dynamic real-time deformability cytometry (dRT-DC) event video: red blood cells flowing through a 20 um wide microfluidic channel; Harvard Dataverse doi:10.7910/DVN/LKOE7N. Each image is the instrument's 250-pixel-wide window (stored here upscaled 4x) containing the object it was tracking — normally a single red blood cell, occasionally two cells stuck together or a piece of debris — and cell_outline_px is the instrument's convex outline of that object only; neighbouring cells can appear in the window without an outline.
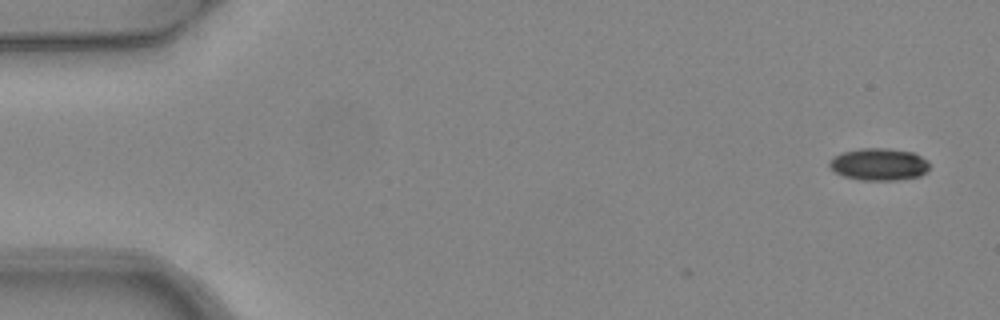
{"species": "common noctule bat (a hibernating species)", "species_latin": "Nyctalus noctula", "temperature_condition": "warm", "stored_images_in_passage": 5, "camera_frame_rate_fps": 3000, "um_per_image_px": 0.085, "animal": {"sex": "female", "body_mass_g": 24.6, "forearm_length_mm": 56.2}, "frame": {"image": 1, "passage_image": 1, "time_ms": 0.0, "image_size_px": [1000, 320], "cell_outline_px": [[928, 168], [920, 176], [896, 180], [860, 180], [844, 176], [836, 172], [828, 164], [828, 160], [840, 152], [860, 148], [888, 148], [912, 152], [928, 160]], "centroid_in_image_um": [74.68, 13.95], "position_along_channel_um": 10.3, "area_um2": 18.79}}
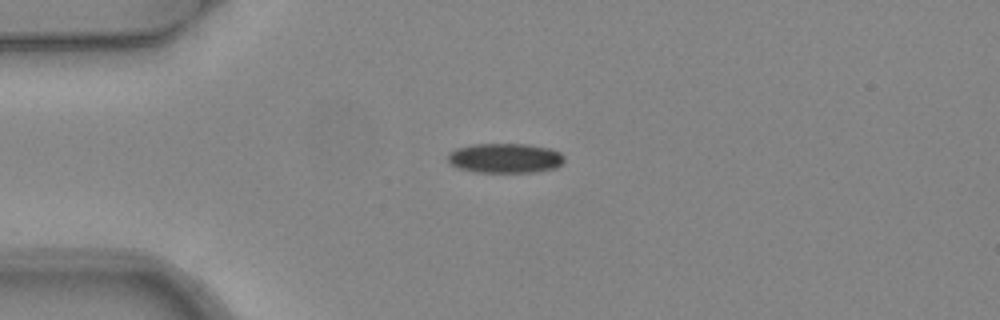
{"frame": {"image": 2, "passage_image": 4, "time_ms": 1.0, "image_size_px": [1000, 320], "cell_outline_px": [[564, 160], [556, 168], [536, 172], [476, 172], [460, 168], [452, 164], [448, 160], [448, 152], [456, 148], [472, 144], [528, 144], [552, 148], [560, 152], [564, 156]], "centroid_in_image_um": [42.96, 13.43], "position_along_channel_um": 42.0, "area_um2": 20.29}}